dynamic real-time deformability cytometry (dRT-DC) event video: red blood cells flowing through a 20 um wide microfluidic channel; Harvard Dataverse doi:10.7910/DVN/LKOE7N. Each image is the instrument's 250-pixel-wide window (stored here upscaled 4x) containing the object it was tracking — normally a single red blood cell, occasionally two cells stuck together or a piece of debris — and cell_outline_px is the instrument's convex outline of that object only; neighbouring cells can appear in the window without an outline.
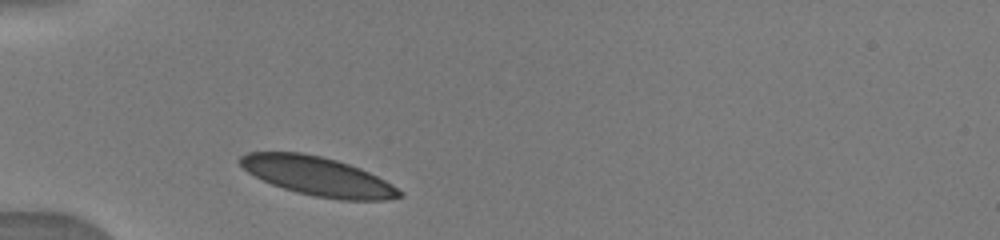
{"species": "human", "species_latin": "Homo sapiens", "temperature_condition": "warm", "stored_images_in_passage": 22, "camera_frame_rate_fps": 3000, "um_per_image_px": 0.085, "donor": {"sex": "male"}, "frame": {"image": 1, "passage_image": 1, "time_ms": 0.0, "image_size_px": [1000, 240], "cell_outline_px": [[404, 196], [384, 200], [340, 200], [316, 196], [296, 192], [272, 184], [248, 172], [236, 160], [240, 156], [248, 152], [300, 152], [320, 156], [336, 160], [360, 168], [392, 184], [404, 192]], "centroid_in_image_um": [27.02, 14.98], "position_along_channel_um": 58.0, "area_um2": 35.89}}
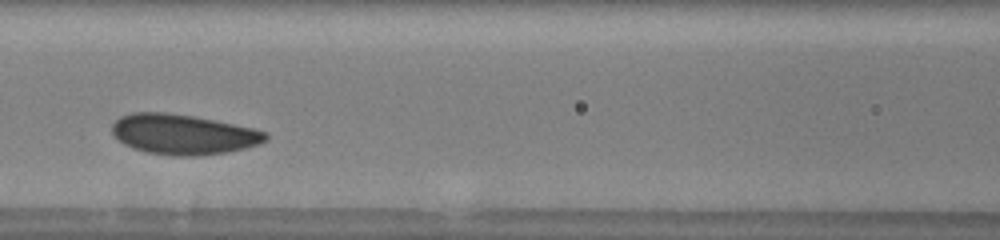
{"frame": {"image": 2, "passage_image": 8, "time_ms": 2.667, "image_size_px": [1000, 240], "cell_outline_px": [[268, 140], [260, 144], [248, 148], [228, 152], [200, 156], [172, 156], [148, 152], [132, 148], [124, 144], [112, 136], [112, 124], [120, 116], [132, 112], [164, 112], [192, 116], [216, 120], [252, 128], [268, 132]], "centroid_in_image_um": [15.58, 11.43], "position_along_channel_um": 151.0, "area_um2": 36.36}}
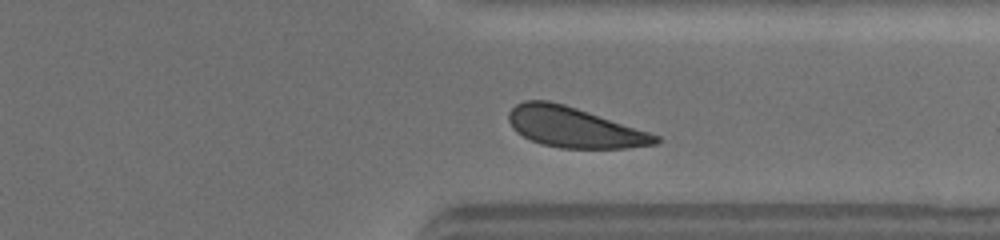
{"frame": {"image": 3, "passage_image": 20, "time_ms": 8.0, "image_size_px": [1000, 240], "cell_outline_px": [[660, 140], [656, 144], [628, 148], [560, 148], [540, 144], [516, 132], [512, 128], [508, 120], [508, 112], [516, 104], [524, 100], [548, 100], [564, 104], [660, 136]], "centroid_in_image_um": [48.75, 10.82], "position_along_channel_um": 362.6, "area_um2": 34.22}}